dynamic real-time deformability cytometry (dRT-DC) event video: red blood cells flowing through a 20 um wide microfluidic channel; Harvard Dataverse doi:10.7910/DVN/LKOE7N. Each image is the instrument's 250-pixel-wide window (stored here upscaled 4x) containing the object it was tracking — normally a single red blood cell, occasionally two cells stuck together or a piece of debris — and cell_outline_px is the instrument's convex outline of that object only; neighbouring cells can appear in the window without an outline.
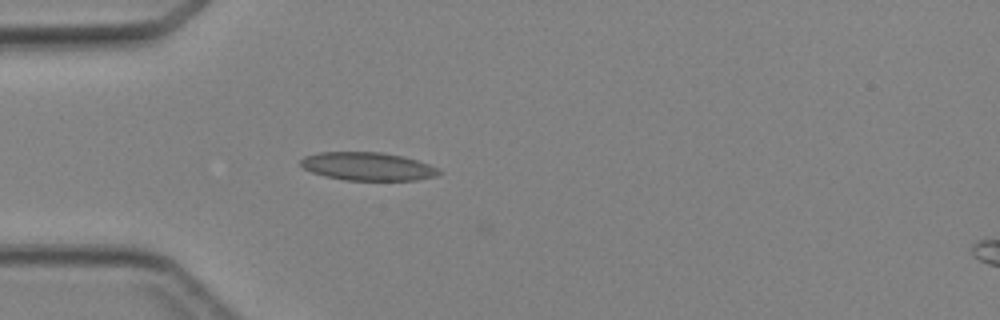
{"species": "Egyptian fruit bat (a non-hibernating species)", "species_latin": "Rousettus aegyptiacus", "temperature_condition": "cold", "stored_images_in_passage": 32, "camera_frame_rate_fps": 3000, "um_per_image_px": 0.085, "animal": {"sex": "female"}, "frame": {"image": 1, "passage_image": 2, "time_ms": 0.333, "image_size_px": [1000, 320], "cell_outline_px": [[444, 172], [436, 176], [416, 180], [344, 180], [324, 176], [312, 172], [304, 168], [300, 164], [300, 160], [304, 156], [316, 152], [384, 152], [404, 156], [440, 168]], "centroid_in_image_um": [31.27, 14.14], "position_along_channel_um": 53.7, "area_um2": 22.95}}
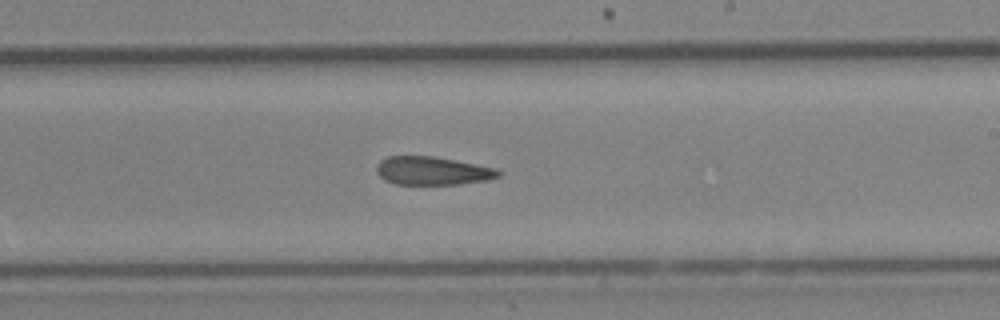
{"frame": {"image": 2, "passage_image": 16, "time_ms": 5.0, "image_size_px": [1000, 320], "cell_outline_px": [[504, 172], [500, 176], [488, 180], [460, 184], [396, 184], [384, 180], [376, 172], [376, 168], [380, 160], [388, 156], [432, 156], [476, 164], [496, 168]], "centroid_in_image_um": [36.78, 14.52], "position_along_channel_um": 252.2, "area_um2": 20.17}}
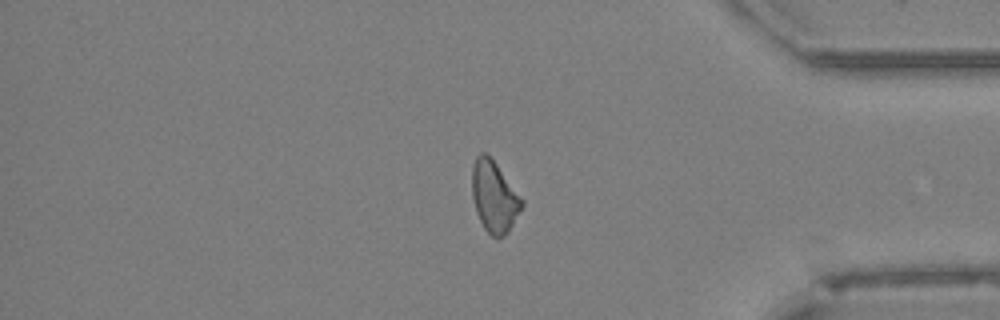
{"frame": {"image": 3, "passage_image": 27, "time_ms": 8.667, "image_size_px": [1000, 320], "cell_outline_px": [[524, 204], [508, 232], [504, 236], [492, 236], [484, 228], [476, 212], [472, 196], [472, 164], [476, 156], [480, 152], [484, 152], [496, 164], [524, 200]], "centroid_in_image_um": [42.0, 16.71], "position_along_channel_um": 393.2, "area_um2": 20.46}}